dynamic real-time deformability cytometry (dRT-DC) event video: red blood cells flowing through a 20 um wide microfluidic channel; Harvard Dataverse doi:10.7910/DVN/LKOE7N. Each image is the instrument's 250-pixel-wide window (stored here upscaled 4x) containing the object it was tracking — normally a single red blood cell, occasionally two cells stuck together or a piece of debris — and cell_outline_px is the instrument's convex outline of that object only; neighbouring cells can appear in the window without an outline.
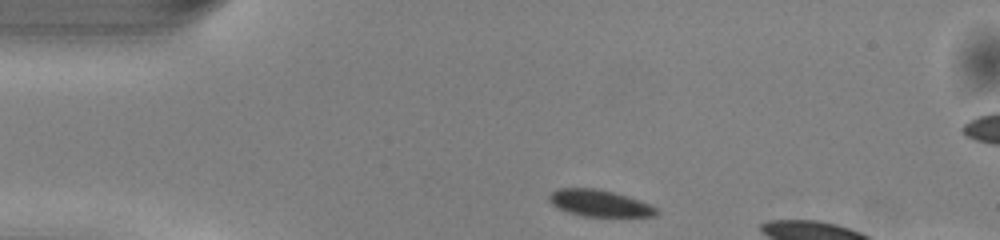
{"species": "common noctule bat (a hibernating species)", "species_latin": "Nyctalus noctula", "temperature_condition": "warm", "stored_images_in_passage": 42, "camera_frame_rate_fps": 3000, "um_per_image_px": 0.085, "animal": {"sex": "male", "body_mass_g": 13.0, "forearm_length_mm": 53.1}, "frame": {"image": 1, "passage_image": 1, "time_ms": 0.0, "image_size_px": [1000, 240], "cell_outline_px": [[660, 212], [656, 216], [584, 216], [568, 212], [552, 204], [548, 200], [548, 196], [556, 188], [596, 188], [628, 196], [648, 204], [656, 208]], "centroid_in_image_um": [50.94, 17.26], "position_along_channel_um": 34.1, "area_um2": 16.47}}
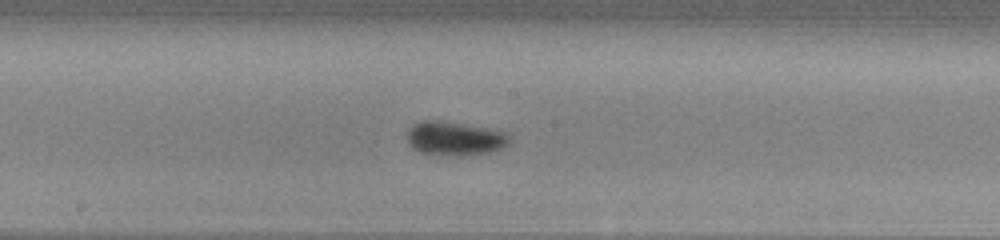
{"frame": {"image": 2, "passage_image": 17, "time_ms": 5.333, "image_size_px": [1000, 240], "cell_outline_px": [[512, 140], [508, 144], [500, 148], [488, 152], [460, 156], [428, 156], [420, 152], [408, 144], [408, 128], [412, 124], [420, 120], [444, 120], [504, 132]], "centroid_in_image_um": [38.57, 11.78], "position_along_channel_um": 209.6, "area_um2": 20.52}}
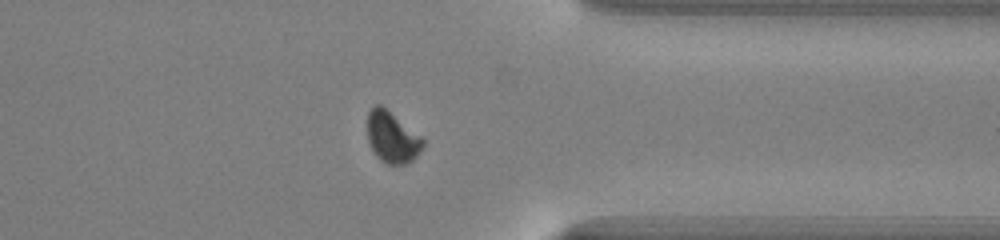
{"frame": {"image": 3, "passage_image": 30, "time_ms": 9.667, "image_size_px": [1000, 240], "cell_outline_px": [[424, 144], [420, 152], [412, 160], [404, 164], [388, 164], [380, 160], [376, 156], [368, 140], [368, 112], [376, 104], [380, 104], [420, 136], [424, 140]], "centroid_in_image_um": [33.32, 11.68], "position_along_channel_um": 378.1, "area_um2": 16.18}, "authors_computed_cell_mechanics": {"area_um2": 17.918, "velocity_mm_per_s": 4.0718, "shape_relaxation_time_tau1_ms": 1.6685, "shape_relaxation_time_tau2_ms": null, "deformation_change_tau1": 0.0629, "deformation_change_tau2": null}}